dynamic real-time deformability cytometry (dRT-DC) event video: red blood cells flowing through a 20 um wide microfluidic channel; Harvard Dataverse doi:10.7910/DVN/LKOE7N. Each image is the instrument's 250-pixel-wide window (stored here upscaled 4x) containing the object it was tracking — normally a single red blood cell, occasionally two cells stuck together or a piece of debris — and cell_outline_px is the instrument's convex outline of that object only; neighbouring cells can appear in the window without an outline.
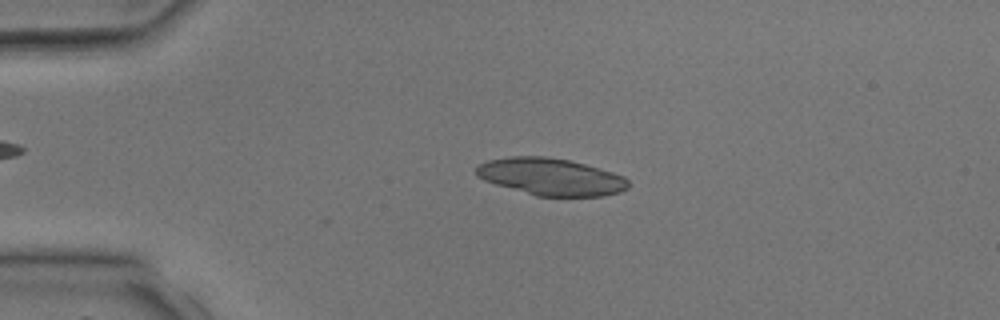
{"species": "common noctule bat (a hibernating species)", "species_latin": "Nyctalus noctula", "temperature_condition": "room temperature", "stored_images_in_passage": 4, "camera_frame_rate_fps": 3000, "um_per_image_px": 0.085, "animal": {"sex": "male", "body_mass_g": 17.9, "forearm_length_mm": 54.2}, "frame": {"image": 1, "passage_image": 3, "time_ms": 2.333, "image_size_px": [1000, 320], "cell_outline_px": [[628, 188], [620, 192], [604, 196], [536, 196], [496, 184], [484, 180], [476, 176], [476, 168], [480, 164], [488, 160], [508, 156], [544, 156], [568, 160], [584, 164], [612, 172], [624, 176], [628, 180]], "centroid_in_image_um": [46.82, 15.02], "position_along_channel_um": 38.2, "area_um2": 32.77}}